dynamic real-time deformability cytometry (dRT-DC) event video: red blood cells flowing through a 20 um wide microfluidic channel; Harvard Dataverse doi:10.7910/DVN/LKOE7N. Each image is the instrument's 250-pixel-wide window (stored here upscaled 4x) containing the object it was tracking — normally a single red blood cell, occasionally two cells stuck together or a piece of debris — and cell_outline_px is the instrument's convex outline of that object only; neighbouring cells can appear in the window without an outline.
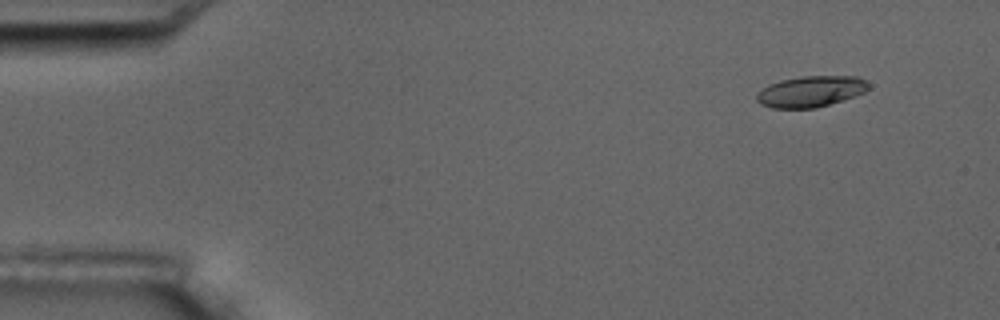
{"species": "common noctule bat (a hibernating species)", "species_latin": "Nyctalus noctula", "temperature_condition": "room temperature", "stored_images_in_passage": 5, "camera_frame_rate_fps": 3000, "um_per_image_px": 0.085, "animal": {"sex": "male", "body_mass_g": 17.5, "forearm_length_mm": 52.3}, "frame": {"image": 1, "passage_image": 2, "time_ms": 1.0, "image_size_px": [1000, 320], "cell_outline_px": [[868, 88], [864, 92], [844, 100], [816, 108], [772, 108], [760, 104], [756, 100], [756, 96], [768, 84], [780, 80], [800, 76], [856, 76], [864, 80], [868, 84]], "centroid_in_image_um": [68.9, 7.77], "position_along_channel_um": 16.1, "area_um2": 20.17}}
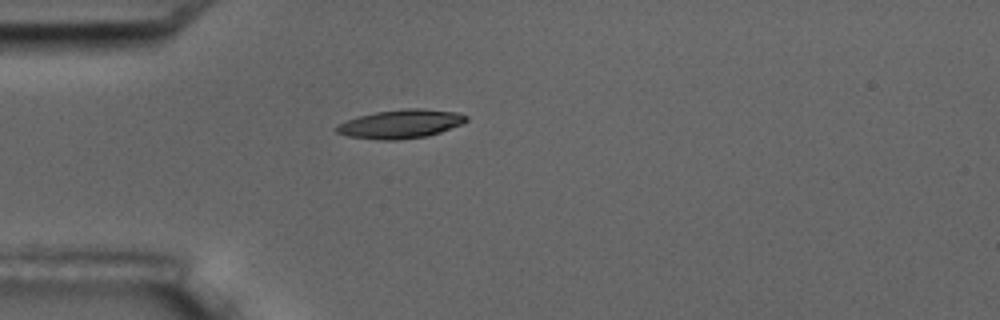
{"frame": {"image": 2, "passage_image": 5, "time_ms": 4.667, "image_size_px": [1000, 320], "cell_outline_px": [[468, 120], [460, 124], [440, 132], [424, 136], [392, 140], [380, 140], [348, 136], [336, 132], [332, 128], [336, 124], [360, 116], [376, 112], [404, 108], [416, 108], [460, 112], [468, 116]], "centroid_in_image_um": [34.03, 10.52], "position_along_channel_um": 51.0, "area_um2": 21.56}}